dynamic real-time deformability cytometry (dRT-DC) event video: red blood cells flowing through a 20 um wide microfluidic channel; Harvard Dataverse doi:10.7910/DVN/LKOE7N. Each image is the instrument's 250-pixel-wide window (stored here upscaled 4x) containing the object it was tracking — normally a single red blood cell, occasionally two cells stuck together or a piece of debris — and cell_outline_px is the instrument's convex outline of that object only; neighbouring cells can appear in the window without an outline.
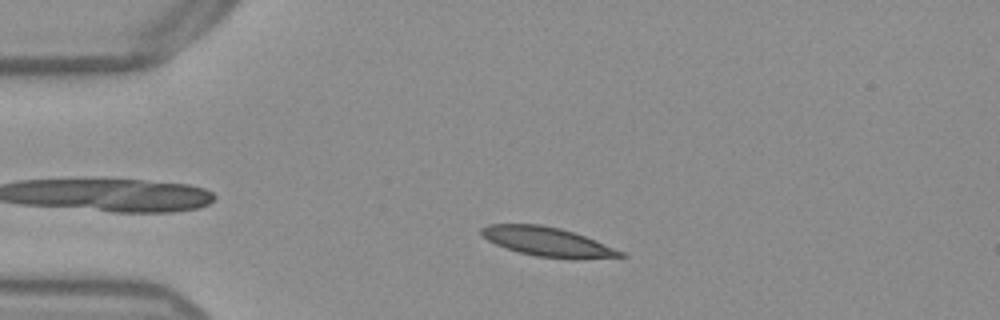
{"species": "Egyptian fruit bat (a non-hibernating species)", "species_latin": "Rousettus aegyptiacus", "temperature_condition": "warm", "stored_images_in_passage": 49, "camera_frame_rate_fps": 3000, "um_per_image_px": 0.085, "frame": {"image": 1, "passage_image": 8, "time_ms": 2.333, "image_size_px": [1000, 320], "cell_outline_px": [[628, 256], [536, 256], [520, 252], [496, 244], [488, 240], [480, 232], [480, 228], [488, 224], [540, 224], [560, 228], [584, 236], [624, 252]], "centroid_in_image_um": [46.4, 20.48], "position_along_channel_um": 38.6, "area_um2": 22.2}}
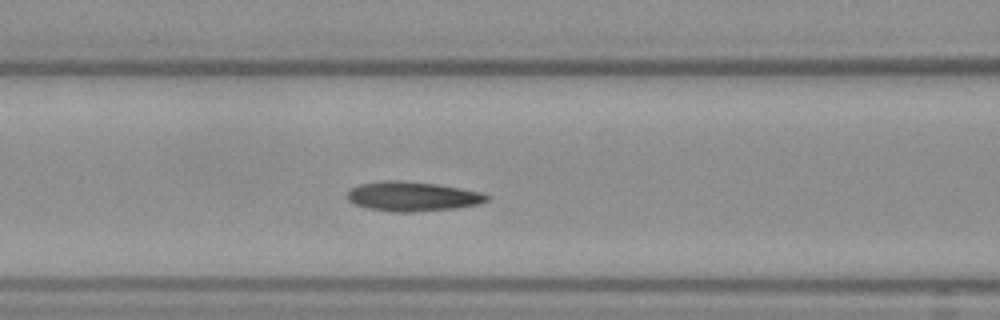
{"frame": {"image": 2, "passage_image": 18, "time_ms": 5.667, "image_size_px": [1000, 320], "cell_outline_px": [[492, 196], [488, 200], [480, 204], [452, 208], [412, 212], [392, 212], [368, 208], [356, 204], [348, 200], [348, 192], [352, 188], [360, 184], [384, 180], [400, 180], [436, 184], [484, 192]], "centroid_in_image_um": [35.11, 16.69], "position_along_channel_um": 131.5, "area_um2": 23.99}}
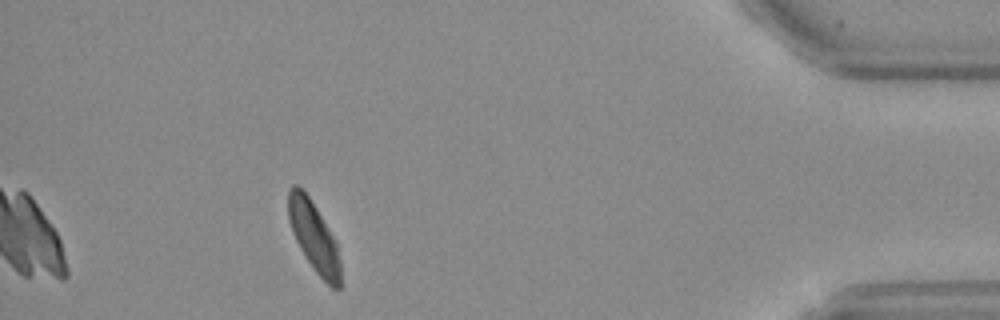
{"frame": {"image": 3, "passage_image": 44, "time_ms": 14.333, "image_size_px": [1000, 320], "cell_outline_px": [[340, 288], [332, 288], [316, 272], [300, 248], [292, 232], [288, 220], [288, 188], [292, 184], [296, 184], [308, 196], [316, 208], [336, 240], [340, 260]], "centroid_in_image_um": [26.67, 20.1], "position_along_channel_um": 408.5, "area_um2": 21.04}, "authors_computed_cell_mechanics": {"area_um2": 23.12, "velocity_mm_per_s": 3.8131, "shape_relaxation_time_tau1_ms": 4.4826, "shape_relaxation_time_tau2_ms": 1.7462, "deformation_change_tau1": 0.1492, "deformation_change_tau2": 0.0786}}